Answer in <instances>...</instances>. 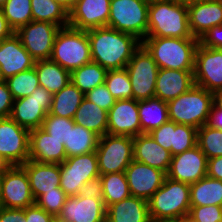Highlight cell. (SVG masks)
Returning a JSON list of instances; mask_svg holds the SVG:
<instances>
[{
	"label": "cell",
	"mask_w": 222,
	"mask_h": 222,
	"mask_svg": "<svg viewBox=\"0 0 222 222\" xmlns=\"http://www.w3.org/2000/svg\"><path fill=\"white\" fill-rule=\"evenodd\" d=\"M197 38L146 37L142 45L159 69L194 71Z\"/></svg>",
	"instance_id": "obj_3"
},
{
	"label": "cell",
	"mask_w": 222,
	"mask_h": 222,
	"mask_svg": "<svg viewBox=\"0 0 222 222\" xmlns=\"http://www.w3.org/2000/svg\"><path fill=\"white\" fill-rule=\"evenodd\" d=\"M209 128H214L222 131V110L214 103L211 106L207 122L205 124Z\"/></svg>",
	"instance_id": "obj_53"
},
{
	"label": "cell",
	"mask_w": 222,
	"mask_h": 222,
	"mask_svg": "<svg viewBox=\"0 0 222 222\" xmlns=\"http://www.w3.org/2000/svg\"><path fill=\"white\" fill-rule=\"evenodd\" d=\"M85 98L101 109L109 111L116 102L105 84L97 86L85 94Z\"/></svg>",
	"instance_id": "obj_45"
},
{
	"label": "cell",
	"mask_w": 222,
	"mask_h": 222,
	"mask_svg": "<svg viewBox=\"0 0 222 222\" xmlns=\"http://www.w3.org/2000/svg\"><path fill=\"white\" fill-rule=\"evenodd\" d=\"M197 130L196 128L175 123V132L173 144L171 145V155L182 153L197 145Z\"/></svg>",
	"instance_id": "obj_41"
},
{
	"label": "cell",
	"mask_w": 222,
	"mask_h": 222,
	"mask_svg": "<svg viewBox=\"0 0 222 222\" xmlns=\"http://www.w3.org/2000/svg\"><path fill=\"white\" fill-rule=\"evenodd\" d=\"M195 222H221L222 206H191L188 214Z\"/></svg>",
	"instance_id": "obj_44"
},
{
	"label": "cell",
	"mask_w": 222,
	"mask_h": 222,
	"mask_svg": "<svg viewBox=\"0 0 222 222\" xmlns=\"http://www.w3.org/2000/svg\"><path fill=\"white\" fill-rule=\"evenodd\" d=\"M50 59L70 73L92 61L87 31L61 27L56 35Z\"/></svg>",
	"instance_id": "obj_6"
},
{
	"label": "cell",
	"mask_w": 222,
	"mask_h": 222,
	"mask_svg": "<svg viewBox=\"0 0 222 222\" xmlns=\"http://www.w3.org/2000/svg\"><path fill=\"white\" fill-rule=\"evenodd\" d=\"M106 208L131 196L125 172L100 175Z\"/></svg>",
	"instance_id": "obj_36"
},
{
	"label": "cell",
	"mask_w": 222,
	"mask_h": 222,
	"mask_svg": "<svg viewBox=\"0 0 222 222\" xmlns=\"http://www.w3.org/2000/svg\"><path fill=\"white\" fill-rule=\"evenodd\" d=\"M175 132V122L168 121L162 124L157 129H154L149 135L160 144L164 149L171 152V145L173 144Z\"/></svg>",
	"instance_id": "obj_46"
},
{
	"label": "cell",
	"mask_w": 222,
	"mask_h": 222,
	"mask_svg": "<svg viewBox=\"0 0 222 222\" xmlns=\"http://www.w3.org/2000/svg\"><path fill=\"white\" fill-rule=\"evenodd\" d=\"M105 85L116 100L133 99L132 85L126 68L108 70Z\"/></svg>",
	"instance_id": "obj_39"
},
{
	"label": "cell",
	"mask_w": 222,
	"mask_h": 222,
	"mask_svg": "<svg viewBox=\"0 0 222 222\" xmlns=\"http://www.w3.org/2000/svg\"><path fill=\"white\" fill-rule=\"evenodd\" d=\"M1 194L5 208L25 209L35 204L28 175L21 165L10 166L3 173Z\"/></svg>",
	"instance_id": "obj_15"
},
{
	"label": "cell",
	"mask_w": 222,
	"mask_h": 222,
	"mask_svg": "<svg viewBox=\"0 0 222 222\" xmlns=\"http://www.w3.org/2000/svg\"><path fill=\"white\" fill-rule=\"evenodd\" d=\"M10 166L9 162L0 156V173L3 174Z\"/></svg>",
	"instance_id": "obj_57"
},
{
	"label": "cell",
	"mask_w": 222,
	"mask_h": 222,
	"mask_svg": "<svg viewBox=\"0 0 222 222\" xmlns=\"http://www.w3.org/2000/svg\"><path fill=\"white\" fill-rule=\"evenodd\" d=\"M213 102L218 108L222 110V89L213 93Z\"/></svg>",
	"instance_id": "obj_56"
},
{
	"label": "cell",
	"mask_w": 222,
	"mask_h": 222,
	"mask_svg": "<svg viewBox=\"0 0 222 222\" xmlns=\"http://www.w3.org/2000/svg\"><path fill=\"white\" fill-rule=\"evenodd\" d=\"M35 21L49 22L60 27L69 26V13L53 0H31Z\"/></svg>",
	"instance_id": "obj_35"
},
{
	"label": "cell",
	"mask_w": 222,
	"mask_h": 222,
	"mask_svg": "<svg viewBox=\"0 0 222 222\" xmlns=\"http://www.w3.org/2000/svg\"><path fill=\"white\" fill-rule=\"evenodd\" d=\"M54 222H65V221H62V220H59V219L55 218Z\"/></svg>",
	"instance_id": "obj_62"
},
{
	"label": "cell",
	"mask_w": 222,
	"mask_h": 222,
	"mask_svg": "<svg viewBox=\"0 0 222 222\" xmlns=\"http://www.w3.org/2000/svg\"><path fill=\"white\" fill-rule=\"evenodd\" d=\"M7 0H0V8L6 3Z\"/></svg>",
	"instance_id": "obj_61"
},
{
	"label": "cell",
	"mask_w": 222,
	"mask_h": 222,
	"mask_svg": "<svg viewBox=\"0 0 222 222\" xmlns=\"http://www.w3.org/2000/svg\"><path fill=\"white\" fill-rule=\"evenodd\" d=\"M84 97L85 95L70 82L61 91L53 94L52 105L48 113L73 119Z\"/></svg>",
	"instance_id": "obj_32"
},
{
	"label": "cell",
	"mask_w": 222,
	"mask_h": 222,
	"mask_svg": "<svg viewBox=\"0 0 222 222\" xmlns=\"http://www.w3.org/2000/svg\"><path fill=\"white\" fill-rule=\"evenodd\" d=\"M187 8L189 27L197 39L212 27L222 25V3L218 0L194 3Z\"/></svg>",
	"instance_id": "obj_25"
},
{
	"label": "cell",
	"mask_w": 222,
	"mask_h": 222,
	"mask_svg": "<svg viewBox=\"0 0 222 222\" xmlns=\"http://www.w3.org/2000/svg\"><path fill=\"white\" fill-rule=\"evenodd\" d=\"M149 3L146 0H111L107 26L142 42L148 31Z\"/></svg>",
	"instance_id": "obj_7"
},
{
	"label": "cell",
	"mask_w": 222,
	"mask_h": 222,
	"mask_svg": "<svg viewBox=\"0 0 222 222\" xmlns=\"http://www.w3.org/2000/svg\"><path fill=\"white\" fill-rule=\"evenodd\" d=\"M190 207V185L168 177L148 200L152 222H175L187 216Z\"/></svg>",
	"instance_id": "obj_4"
},
{
	"label": "cell",
	"mask_w": 222,
	"mask_h": 222,
	"mask_svg": "<svg viewBox=\"0 0 222 222\" xmlns=\"http://www.w3.org/2000/svg\"><path fill=\"white\" fill-rule=\"evenodd\" d=\"M106 222H152L148 201L130 196L113 203L107 207Z\"/></svg>",
	"instance_id": "obj_27"
},
{
	"label": "cell",
	"mask_w": 222,
	"mask_h": 222,
	"mask_svg": "<svg viewBox=\"0 0 222 222\" xmlns=\"http://www.w3.org/2000/svg\"><path fill=\"white\" fill-rule=\"evenodd\" d=\"M1 10L14 32L33 20L31 0H7Z\"/></svg>",
	"instance_id": "obj_38"
},
{
	"label": "cell",
	"mask_w": 222,
	"mask_h": 222,
	"mask_svg": "<svg viewBox=\"0 0 222 222\" xmlns=\"http://www.w3.org/2000/svg\"><path fill=\"white\" fill-rule=\"evenodd\" d=\"M107 70L96 62H89L70 73L73 83L84 95L97 86L105 84Z\"/></svg>",
	"instance_id": "obj_34"
},
{
	"label": "cell",
	"mask_w": 222,
	"mask_h": 222,
	"mask_svg": "<svg viewBox=\"0 0 222 222\" xmlns=\"http://www.w3.org/2000/svg\"><path fill=\"white\" fill-rule=\"evenodd\" d=\"M67 158L65 145L41 127L29 132V159L38 163L61 164Z\"/></svg>",
	"instance_id": "obj_22"
},
{
	"label": "cell",
	"mask_w": 222,
	"mask_h": 222,
	"mask_svg": "<svg viewBox=\"0 0 222 222\" xmlns=\"http://www.w3.org/2000/svg\"><path fill=\"white\" fill-rule=\"evenodd\" d=\"M194 71L159 69L156 78L155 97L169 102L186 93L195 85Z\"/></svg>",
	"instance_id": "obj_23"
},
{
	"label": "cell",
	"mask_w": 222,
	"mask_h": 222,
	"mask_svg": "<svg viewBox=\"0 0 222 222\" xmlns=\"http://www.w3.org/2000/svg\"><path fill=\"white\" fill-rule=\"evenodd\" d=\"M106 210L103 199L67 196L56 219L65 222H106Z\"/></svg>",
	"instance_id": "obj_20"
},
{
	"label": "cell",
	"mask_w": 222,
	"mask_h": 222,
	"mask_svg": "<svg viewBox=\"0 0 222 222\" xmlns=\"http://www.w3.org/2000/svg\"><path fill=\"white\" fill-rule=\"evenodd\" d=\"M207 176L222 181V156L208 159Z\"/></svg>",
	"instance_id": "obj_52"
},
{
	"label": "cell",
	"mask_w": 222,
	"mask_h": 222,
	"mask_svg": "<svg viewBox=\"0 0 222 222\" xmlns=\"http://www.w3.org/2000/svg\"><path fill=\"white\" fill-rule=\"evenodd\" d=\"M91 59L108 70L125 69L142 42L135 36L103 26L87 30Z\"/></svg>",
	"instance_id": "obj_1"
},
{
	"label": "cell",
	"mask_w": 222,
	"mask_h": 222,
	"mask_svg": "<svg viewBox=\"0 0 222 222\" xmlns=\"http://www.w3.org/2000/svg\"><path fill=\"white\" fill-rule=\"evenodd\" d=\"M21 166L28 175L35 201L45 192L56 191L60 187V164L38 163L29 159Z\"/></svg>",
	"instance_id": "obj_24"
},
{
	"label": "cell",
	"mask_w": 222,
	"mask_h": 222,
	"mask_svg": "<svg viewBox=\"0 0 222 222\" xmlns=\"http://www.w3.org/2000/svg\"><path fill=\"white\" fill-rule=\"evenodd\" d=\"M134 160L153 168L168 172L172 160L171 152L164 149L149 134H139L133 137Z\"/></svg>",
	"instance_id": "obj_26"
},
{
	"label": "cell",
	"mask_w": 222,
	"mask_h": 222,
	"mask_svg": "<svg viewBox=\"0 0 222 222\" xmlns=\"http://www.w3.org/2000/svg\"><path fill=\"white\" fill-rule=\"evenodd\" d=\"M60 26L49 22L32 20L21 26L15 33L22 45L35 60L50 59L53 45Z\"/></svg>",
	"instance_id": "obj_12"
},
{
	"label": "cell",
	"mask_w": 222,
	"mask_h": 222,
	"mask_svg": "<svg viewBox=\"0 0 222 222\" xmlns=\"http://www.w3.org/2000/svg\"><path fill=\"white\" fill-rule=\"evenodd\" d=\"M66 199L67 195L65 192L60 187H57L56 191L42 194L35 203L56 218L65 204Z\"/></svg>",
	"instance_id": "obj_43"
},
{
	"label": "cell",
	"mask_w": 222,
	"mask_h": 222,
	"mask_svg": "<svg viewBox=\"0 0 222 222\" xmlns=\"http://www.w3.org/2000/svg\"><path fill=\"white\" fill-rule=\"evenodd\" d=\"M26 222H54L55 217L36 203L25 208Z\"/></svg>",
	"instance_id": "obj_50"
},
{
	"label": "cell",
	"mask_w": 222,
	"mask_h": 222,
	"mask_svg": "<svg viewBox=\"0 0 222 222\" xmlns=\"http://www.w3.org/2000/svg\"><path fill=\"white\" fill-rule=\"evenodd\" d=\"M190 205L222 206V181L205 176L199 181L191 184Z\"/></svg>",
	"instance_id": "obj_31"
},
{
	"label": "cell",
	"mask_w": 222,
	"mask_h": 222,
	"mask_svg": "<svg viewBox=\"0 0 222 222\" xmlns=\"http://www.w3.org/2000/svg\"><path fill=\"white\" fill-rule=\"evenodd\" d=\"M73 119L47 114L42 129L62 144L68 143L69 126H74Z\"/></svg>",
	"instance_id": "obj_42"
},
{
	"label": "cell",
	"mask_w": 222,
	"mask_h": 222,
	"mask_svg": "<svg viewBox=\"0 0 222 222\" xmlns=\"http://www.w3.org/2000/svg\"><path fill=\"white\" fill-rule=\"evenodd\" d=\"M34 63L16 33L0 42V80L33 68Z\"/></svg>",
	"instance_id": "obj_21"
},
{
	"label": "cell",
	"mask_w": 222,
	"mask_h": 222,
	"mask_svg": "<svg viewBox=\"0 0 222 222\" xmlns=\"http://www.w3.org/2000/svg\"><path fill=\"white\" fill-rule=\"evenodd\" d=\"M52 101L53 95L39 86L30 96L13 101L10 117L29 131L40 128L50 111Z\"/></svg>",
	"instance_id": "obj_11"
},
{
	"label": "cell",
	"mask_w": 222,
	"mask_h": 222,
	"mask_svg": "<svg viewBox=\"0 0 222 222\" xmlns=\"http://www.w3.org/2000/svg\"><path fill=\"white\" fill-rule=\"evenodd\" d=\"M146 37L195 38L189 27L187 5L181 0L151 1Z\"/></svg>",
	"instance_id": "obj_2"
},
{
	"label": "cell",
	"mask_w": 222,
	"mask_h": 222,
	"mask_svg": "<svg viewBox=\"0 0 222 222\" xmlns=\"http://www.w3.org/2000/svg\"><path fill=\"white\" fill-rule=\"evenodd\" d=\"M29 132L11 117L0 118V156L11 166L29 160Z\"/></svg>",
	"instance_id": "obj_13"
},
{
	"label": "cell",
	"mask_w": 222,
	"mask_h": 222,
	"mask_svg": "<svg viewBox=\"0 0 222 222\" xmlns=\"http://www.w3.org/2000/svg\"><path fill=\"white\" fill-rule=\"evenodd\" d=\"M99 136L80 125L69 126L68 143L65 152L68 157L79 156L96 151Z\"/></svg>",
	"instance_id": "obj_33"
},
{
	"label": "cell",
	"mask_w": 222,
	"mask_h": 222,
	"mask_svg": "<svg viewBox=\"0 0 222 222\" xmlns=\"http://www.w3.org/2000/svg\"><path fill=\"white\" fill-rule=\"evenodd\" d=\"M13 33H15L14 30L8 25L7 19L0 8V42L10 37Z\"/></svg>",
	"instance_id": "obj_54"
},
{
	"label": "cell",
	"mask_w": 222,
	"mask_h": 222,
	"mask_svg": "<svg viewBox=\"0 0 222 222\" xmlns=\"http://www.w3.org/2000/svg\"><path fill=\"white\" fill-rule=\"evenodd\" d=\"M13 97L4 80H0V118H8L13 107Z\"/></svg>",
	"instance_id": "obj_48"
},
{
	"label": "cell",
	"mask_w": 222,
	"mask_h": 222,
	"mask_svg": "<svg viewBox=\"0 0 222 222\" xmlns=\"http://www.w3.org/2000/svg\"><path fill=\"white\" fill-rule=\"evenodd\" d=\"M107 134L135 137L141 134L138 101L116 100L108 111Z\"/></svg>",
	"instance_id": "obj_19"
},
{
	"label": "cell",
	"mask_w": 222,
	"mask_h": 222,
	"mask_svg": "<svg viewBox=\"0 0 222 222\" xmlns=\"http://www.w3.org/2000/svg\"><path fill=\"white\" fill-rule=\"evenodd\" d=\"M75 124L93 131L99 137L107 134L108 112L85 97L73 117Z\"/></svg>",
	"instance_id": "obj_29"
},
{
	"label": "cell",
	"mask_w": 222,
	"mask_h": 222,
	"mask_svg": "<svg viewBox=\"0 0 222 222\" xmlns=\"http://www.w3.org/2000/svg\"><path fill=\"white\" fill-rule=\"evenodd\" d=\"M14 100L30 96L40 85L35 68H30L4 80Z\"/></svg>",
	"instance_id": "obj_37"
},
{
	"label": "cell",
	"mask_w": 222,
	"mask_h": 222,
	"mask_svg": "<svg viewBox=\"0 0 222 222\" xmlns=\"http://www.w3.org/2000/svg\"><path fill=\"white\" fill-rule=\"evenodd\" d=\"M0 222H26L25 209L0 208Z\"/></svg>",
	"instance_id": "obj_51"
},
{
	"label": "cell",
	"mask_w": 222,
	"mask_h": 222,
	"mask_svg": "<svg viewBox=\"0 0 222 222\" xmlns=\"http://www.w3.org/2000/svg\"><path fill=\"white\" fill-rule=\"evenodd\" d=\"M208 159L198 145L172 156L166 177L193 184L207 176Z\"/></svg>",
	"instance_id": "obj_16"
},
{
	"label": "cell",
	"mask_w": 222,
	"mask_h": 222,
	"mask_svg": "<svg viewBox=\"0 0 222 222\" xmlns=\"http://www.w3.org/2000/svg\"><path fill=\"white\" fill-rule=\"evenodd\" d=\"M111 0H76L69 12V26L79 30H90L107 26Z\"/></svg>",
	"instance_id": "obj_18"
},
{
	"label": "cell",
	"mask_w": 222,
	"mask_h": 222,
	"mask_svg": "<svg viewBox=\"0 0 222 222\" xmlns=\"http://www.w3.org/2000/svg\"><path fill=\"white\" fill-rule=\"evenodd\" d=\"M131 196L146 201L162 186L166 174L147 164L133 160L125 169Z\"/></svg>",
	"instance_id": "obj_17"
},
{
	"label": "cell",
	"mask_w": 222,
	"mask_h": 222,
	"mask_svg": "<svg viewBox=\"0 0 222 222\" xmlns=\"http://www.w3.org/2000/svg\"><path fill=\"white\" fill-rule=\"evenodd\" d=\"M34 68L38 75L39 85L52 95L71 82L70 72L51 59L35 61Z\"/></svg>",
	"instance_id": "obj_28"
},
{
	"label": "cell",
	"mask_w": 222,
	"mask_h": 222,
	"mask_svg": "<svg viewBox=\"0 0 222 222\" xmlns=\"http://www.w3.org/2000/svg\"><path fill=\"white\" fill-rule=\"evenodd\" d=\"M213 103V93L195 84L167 102L169 121L199 129L206 124Z\"/></svg>",
	"instance_id": "obj_5"
},
{
	"label": "cell",
	"mask_w": 222,
	"mask_h": 222,
	"mask_svg": "<svg viewBox=\"0 0 222 222\" xmlns=\"http://www.w3.org/2000/svg\"><path fill=\"white\" fill-rule=\"evenodd\" d=\"M175 222H195L189 215L184 216L176 220Z\"/></svg>",
	"instance_id": "obj_59"
},
{
	"label": "cell",
	"mask_w": 222,
	"mask_h": 222,
	"mask_svg": "<svg viewBox=\"0 0 222 222\" xmlns=\"http://www.w3.org/2000/svg\"><path fill=\"white\" fill-rule=\"evenodd\" d=\"M141 134H149L169 121L167 102L159 98L138 101Z\"/></svg>",
	"instance_id": "obj_30"
},
{
	"label": "cell",
	"mask_w": 222,
	"mask_h": 222,
	"mask_svg": "<svg viewBox=\"0 0 222 222\" xmlns=\"http://www.w3.org/2000/svg\"><path fill=\"white\" fill-rule=\"evenodd\" d=\"M199 44L208 48L222 49V25L208 30L199 38Z\"/></svg>",
	"instance_id": "obj_47"
},
{
	"label": "cell",
	"mask_w": 222,
	"mask_h": 222,
	"mask_svg": "<svg viewBox=\"0 0 222 222\" xmlns=\"http://www.w3.org/2000/svg\"><path fill=\"white\" fill-rule=\"evenodd\" d=\"M183 3H185L186 5H191L194 3H199V2H207V1H211V0H181Z\"/></svg>",
	"instance_id": "obj_58"
},
{
	"label": "cell",
	"mask_w": 222,
	"mask_h": 222,
	"mask_svg": "<svg viewBox=\"0 0 222 222\" xmlns=\"http://www.w3.org/2000/svg\"><path fill=\"white\" fill-rule=\"evenodd\" d=\"M78 195L85 198L93 197V198L103 199L101 177L98 176L85 183L80 188Z\"/></svg>",
	"instance_id": "obj_49"
},
{
	"label": "cell",
	"mask_w": 222,
	"mask_h": 222,
	"mask_svg": "<svg viewBox=\"0 0 222 222\" xmlns=\"http://www.w3.org/2000/svg\"><path fill=\"white\" fill-rule=\"evenodd\" d=\"M2 177H3V174L0 173V208L3 207V203H2V194H1Z\"/></svg>",
	"instance_id": "obj_60"
},
{
	"label": "cell",
	"mask_w": 222,
	"mask_h": 222,
	"mask_svg": "<svg viewBox=\"0 0 222 222\" xmlns=\"http://www.w3.org/2000/svg\"><path fill=\"white\" fill-rule=\"evenodd\" d=\"M61 5L68 13L73 9L76 0H53Z\"/></svg>",
	"instance_id": "obj_55"
},
{
	"label": "cell",
	"mask_w": 222,
	"mask_h": 222,
	"mask_svg": "<svg viewBox=\"0 0 222 222\" xmlns=\"http://www.w3.org/2000/svg\"><path fill=\"white\" fill-rule=\"evenodd\" d=\"M100 176L95 151L68 157L60 164V188L67 196H77L89 180Z\"/></svg>",
	"instance_id": "obj_10"
},
{
	"label": "cell",
	"mask_w": 222,
	"mask_h": 222,
	"mask_svg": "<svg viewBox=\"0 0 222 222\" xmlns=\"http://www.w3.org/2000/svg\"><path fill=\"white\" fill-rule=\"evenodd\" d=\"M194 82L214 93L222 89V49L198 44L195 52Z\"/></svg>",
	"instance_id": "obj_14"
},
{
	"label": "cell",
	"mask_w": 222,
	"mask_h": 222,
	"mask_svg": "<svg viewBox=\"0 0 222 222\" xmlns=\"http://www.w3.org/2000/svg\"><path fill=\"white\" fill-rule=\"evenodd\" d=\"M100 175L125 172L134 160L133 137L105 134L96 149Z\"/></svg>",
	"instance_id": "obj_8"
},
{
	"label": "cell",
	"mask_w": 222,
	"mask_h": 222,
	"mask_svg": "<svg viewBox=\"0 0 222 222\" xmlns=\"http://www.w3.org/2000/svg\"><path fill=\"white\" fill-rule=\"evenodd\" d=\"M197 145L207 159L222 156V131L203 125L197 130Z\"/></svg>",
	"instance_id": "obj_40"
},
{
	"label": "cell",
	"mask_w": 222,
	"mask_h": 222,
	"mask_svg": "<svg viewBox=\"0 0 222 222\" xmlns=\"http://www.w3.org/2000/svg\"><path fill=\"white\" fill-rule=\"evenodd\" d=\"M132 85L133 99L137 101L155 97L156 78L159 67L152 55L141 44L126 66Z\"/></svg>",
	"instance_id": "obj_9"
}]
</instances>
